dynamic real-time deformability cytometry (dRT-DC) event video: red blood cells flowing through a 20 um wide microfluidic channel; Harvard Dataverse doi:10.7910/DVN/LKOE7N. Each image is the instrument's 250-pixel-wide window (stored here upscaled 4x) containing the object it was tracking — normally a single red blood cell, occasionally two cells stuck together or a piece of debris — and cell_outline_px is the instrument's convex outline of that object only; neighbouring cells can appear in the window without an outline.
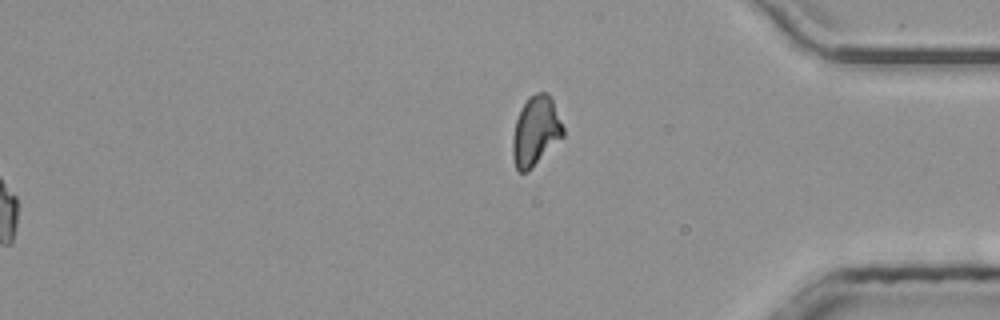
{"species": "common noctule bat (a hibernating species)", "species_latin": "Nyctalus noctula", "temperature_condition": "room temperature", "stored_images_in_passage": 50, "segment_of_instrument_passage": [2, 2], "camera_frame_rate_fps": 3000, "um_per_image_px": 0.085, "animal": {"sex": "male", "body_mass_g": 20.4}, "frame": {"image": 1, "passage_image": 50, "time_ms": 16.333, "image_size_px": [1000, 320], "cell_outline_px": [[564, 136], [528, 172], [520, 172], [516, 168], [512, 156], [512, 136], [516, 120], [528, 96], [536, 92], [548, 92], [552, 96], [564, 128]], "centroid_in_image_um": [45.54, 11.12], "position_along_channel_um": 389.7, "area_um2": 20.69}}